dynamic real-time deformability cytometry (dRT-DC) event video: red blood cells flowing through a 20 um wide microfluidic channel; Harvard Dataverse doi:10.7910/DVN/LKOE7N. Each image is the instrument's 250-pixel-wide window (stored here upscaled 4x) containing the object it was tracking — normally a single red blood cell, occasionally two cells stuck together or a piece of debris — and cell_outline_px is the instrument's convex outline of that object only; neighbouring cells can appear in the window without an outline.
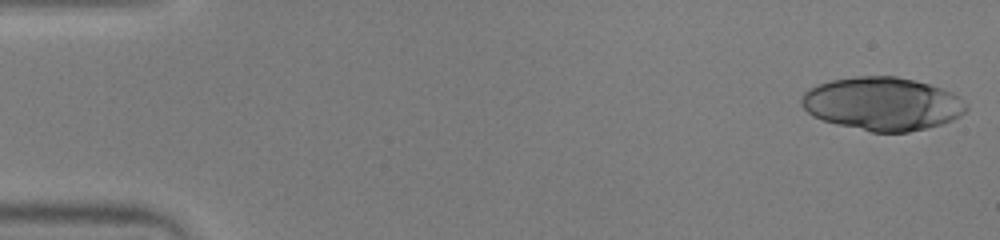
{"species": "human", "species_latin": "Homo sapiens", "temperature_condition": "warm", "stored_images_in_passage": 50, "segment_of_instrument_passage": [1, 2], "camera_frame_rate_fps": 3000, "um_per_image_px": 0.085, "donor": {"sex": "male"}, "frame": {"image": 1, "passage_image": 1, "time_ms": 0.0, "image_size_px": [1000, 240], "cell_outline_px": [[968, 108], [960, 116], [952, 120], [940, 124], [908, 132], [872, 132], [836, 124], [812, 116], [800, 104], [800, 100], [804, 92], [820, 84], [832, 80], [856, 76], [896, 76], [928, 84], [952, 92], [968, 104]], "centroid_in_image_um": [75.0, 8.82], "position_along_channel_um": 10.0, "area_um2": 50.81}}
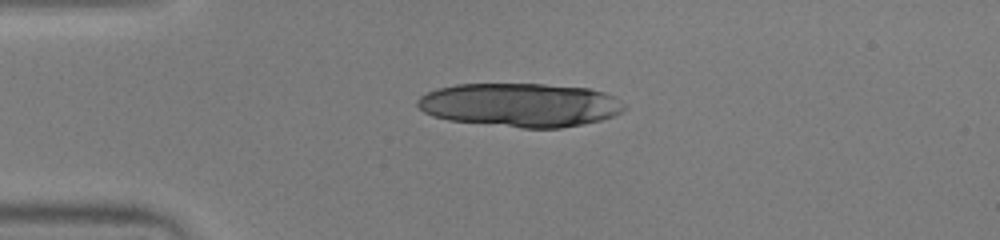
{"frame": {"image": 2, "passage_image": 12, "time_ms": 3.667, "image_size_px": [1000, 240], "cell_outline_px": [[628, 108], [612, 116], [600, 120], [584, 124], [560, 128], [524, 128], [448, 120], [432, 116], [424, 112], [416, 104], [416, 100], [420, 96], [436, 88], [456, 84], [544, 84], [588, 88], [604, 92], [616, 96]], "centroid_in_image_um": [44.22, 8.91], "position_along_channel_um": 40.8, "area_um2": 52.94}}